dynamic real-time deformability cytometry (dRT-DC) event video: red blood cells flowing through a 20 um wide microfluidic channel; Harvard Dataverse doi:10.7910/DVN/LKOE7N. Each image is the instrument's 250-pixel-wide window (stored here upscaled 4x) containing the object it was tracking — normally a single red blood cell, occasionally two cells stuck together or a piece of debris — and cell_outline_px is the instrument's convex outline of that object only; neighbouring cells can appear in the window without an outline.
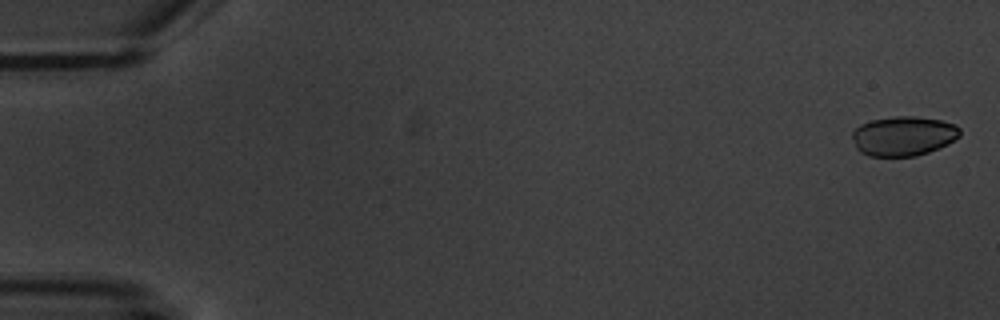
{"species": "common noctule bat (a hibernating species)", "species_latin": "Nyctalus noctula", "temperature_condition": "warm", "stored_images_in_passage": 4, "camera_frame_rate_fps": 3000, "um_per_image_px": 0.085, "animal": {"sex": "male", "body_mass_g": 20.1, "forearm_length_mm": 53.5}, "frame": {"image": 1, "passage_image": 1, "time_ms": 0.0, "image_size_px": [1000, 320], "cell_outline_px": [[960, 136], [948, 144], [928, 152], [916, 156], [868, 156], [860, 152], [856, 148], [852, 136], [852, 132], [860, 124], [872, 120], [896, 116], [912, 116], [940, 120], [956, 124], [960, 128]], "centroid_in_image_um": [76.79, 11.56], "position_along_channel_um": 8.2, "area_um2": 24.85}}
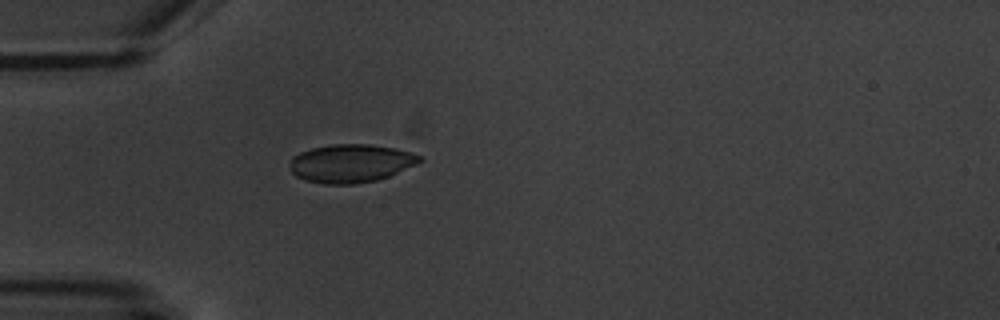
{"frame": {"image": 2, "passage_image": 4, "time_ms": 5.333, "image_size_px": [1000, 320], "cell_outline_px": [[424, 160], [416, 164], [388, 176], [376, 180], [352, 184], [324, 184], [304, 180], [296, 176], [292, 172], [288, 164], [292, 156], [300, 152], [312, 148], [332, 144], [368, 144], [396, 148], [420, 156]], "centroid_in_image_um": [29.77, 13.88], "position_along_channel_um": 55.2, "area_um2": 28.9}}